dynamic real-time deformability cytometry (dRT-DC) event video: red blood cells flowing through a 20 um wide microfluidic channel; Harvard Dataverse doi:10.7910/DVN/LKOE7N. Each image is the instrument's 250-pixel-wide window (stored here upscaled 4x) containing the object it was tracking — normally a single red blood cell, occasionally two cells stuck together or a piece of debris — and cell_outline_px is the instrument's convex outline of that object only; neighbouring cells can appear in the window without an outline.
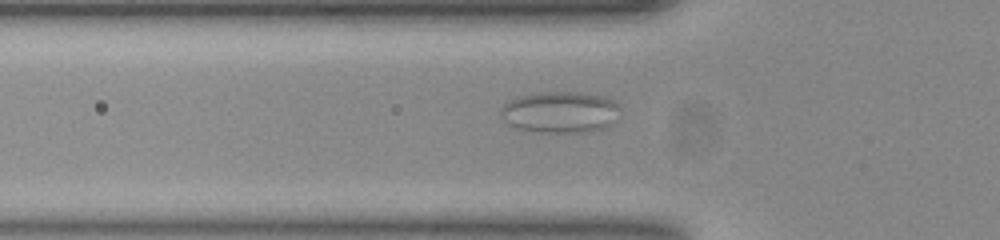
{"species": "common noctule bat (a hibernating species)", "species_latin": "Nyctalus noctula", "temperature_condition": "room temperature", "stored_images_in_passage": 39, "camera_frame_rate_fps": 3000, "um_per_image_px": 0.085, "animal": {"sex": "female", "body_mass_g": 23.0, "forearm_length_mm": 53.4}, "frame": {"image": 1, "passage_image": 3, "time_ms": 0.667, "image_size_px": [1000, 240], "cell_outline_px": [[620, 108], [612, 120], [604, 128], [588, 132], [544, 132], [516, 128], [500, 116], [500, 108], [508, 100], [516, 96], [540, 92], [588, 92], [604, 96], [616, 100]], "centroid_in_image_um": [47.6, 9.5], "position_along_channel_um": 78.2, "area_um2": 28.9}}
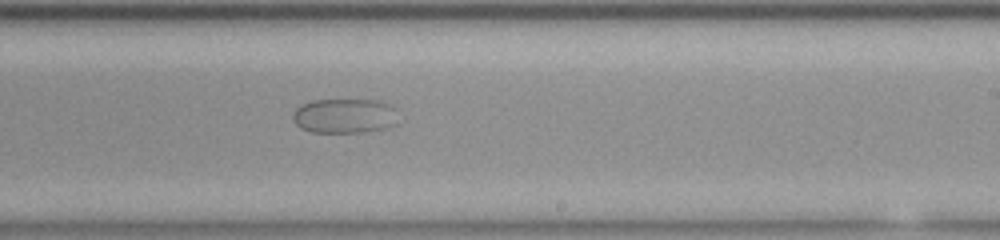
{"frame": {"image": 2, "passage_image": 18, "time_ms": 5.667, "image_size_px": [1000, 240], "cell_outline_px": [[396, 124], [384, 128], [364, 132], [312, 132], [300, 128], [292, 120], [292, 112], [300, 104], [312, 100], [384, 100], [396, 108]], "centroid_in_image_um": [29.27, 9.84], "position_along_channel_um": 259.7, "area_um2": 21.62}}
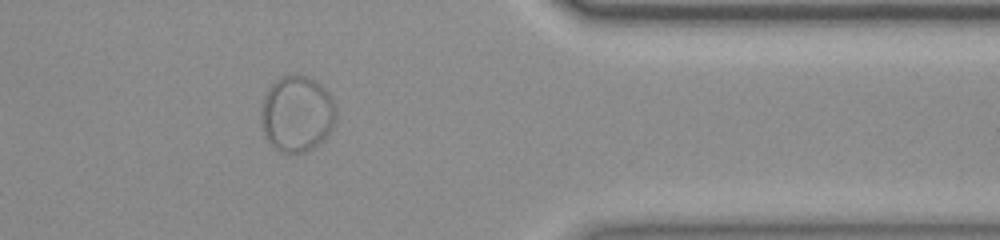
{"frame": {"image": 3, "passage_image": 30, "time_ms": 9.667, "image_size_px": [1000, 240], "cell_outline_px": [[336, 112], [332, 124], [328, 132], [312, 148], [304, 152], [288, 156], [276, 148], [268, 140], [264, 132], [260, 116], [260, 112], [264, 96], [268, 88], [280, 76], [292, 72], [308, 76], [316, 80], [328, 92], [332, 100]], "centroid_in_image_um": [25.19, 9.63], "position_along_channel_um": 386.2, "area_um2": 33.23}}